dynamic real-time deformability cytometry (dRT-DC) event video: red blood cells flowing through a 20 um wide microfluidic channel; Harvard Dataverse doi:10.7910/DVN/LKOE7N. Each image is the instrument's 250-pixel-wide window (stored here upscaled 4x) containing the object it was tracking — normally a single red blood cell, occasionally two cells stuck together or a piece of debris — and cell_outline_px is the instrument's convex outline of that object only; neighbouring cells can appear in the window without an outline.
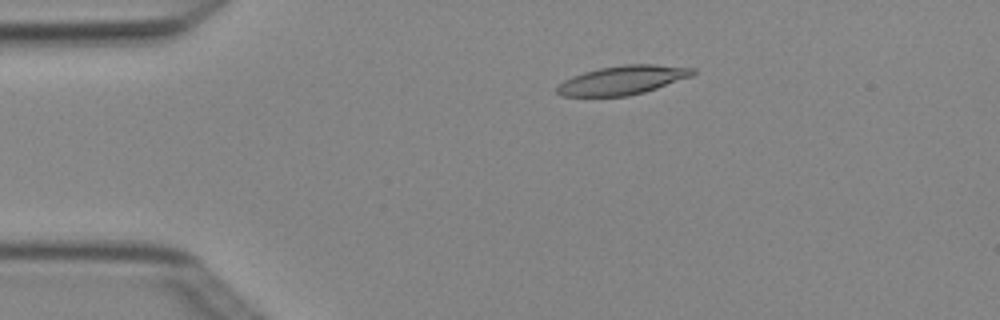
{"species": "Egyptian fruit bat (a non-hibernating species)", "species_latin": "Rousettus aegyptiacus", "temperature_condition": "cold", "stored_images_in_passage": 4, "camera_frame_rate_fps": 3000, "um_per_image_px": 0.085, "animal": {"sex": "female"}, "frame": {"image": 1, "passage_image": 3, "time_ms": 0.667, "image_size_px": [1000, 320], "cell_outline_px": [[696, 72], [692, 76], [644, 92], [628, 96], [560, 96], [556, 92], [556, 88], [564, 80], [572, 76], [584, 72], [600, 68], [624, 64], [656, 64], [696, 68]], "centroid_in_image_um": [52.93, 6.8], "position_along_channel_um": 32.1, "area_um2": 22.83}}